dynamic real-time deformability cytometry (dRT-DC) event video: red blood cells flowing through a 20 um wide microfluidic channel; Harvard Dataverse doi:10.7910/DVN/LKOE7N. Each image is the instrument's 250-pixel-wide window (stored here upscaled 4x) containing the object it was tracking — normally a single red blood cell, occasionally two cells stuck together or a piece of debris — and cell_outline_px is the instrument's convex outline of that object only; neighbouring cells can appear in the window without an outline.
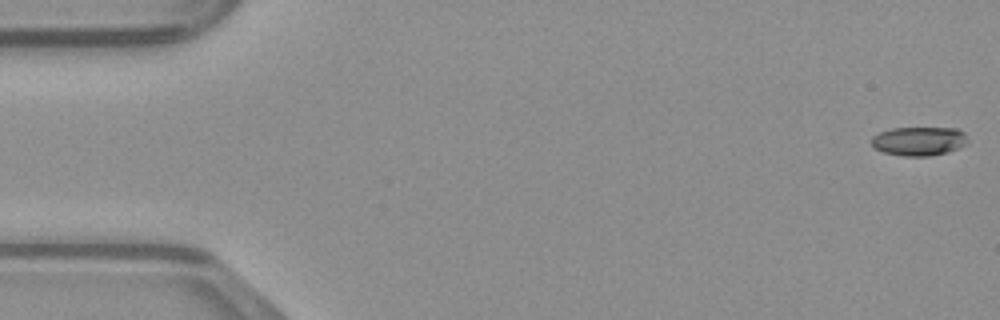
{"species": "common noctule bat (a hibernating species)", "species_latin": "Nyctalus noctula", "temperature_condition": "warm", "stored_images_in_passage": 13, "camera_frame_rate_fps": 3000, "um_per_image_px": 0.085, "animal": {"sex": "male", "body_mass_g": 23.1, "forearm_length_mm": 52.7}, "frame": {"image": 1, "passage_image": 1, "time_ms": 0.0, "image_size_px": [1000, 320], "cell_outline_px": [[968, 144], [948, 152], [928, 156], [904, 156], [884, 152], [872, 148], [872, 136], [880, 132], [892, 128], [956, 128], [964, 132], [968, 140]], "centroid_in_image_um": [78.12, 11.99], "position_along_channel_um": 6.9, "area_um2": 16.3}}